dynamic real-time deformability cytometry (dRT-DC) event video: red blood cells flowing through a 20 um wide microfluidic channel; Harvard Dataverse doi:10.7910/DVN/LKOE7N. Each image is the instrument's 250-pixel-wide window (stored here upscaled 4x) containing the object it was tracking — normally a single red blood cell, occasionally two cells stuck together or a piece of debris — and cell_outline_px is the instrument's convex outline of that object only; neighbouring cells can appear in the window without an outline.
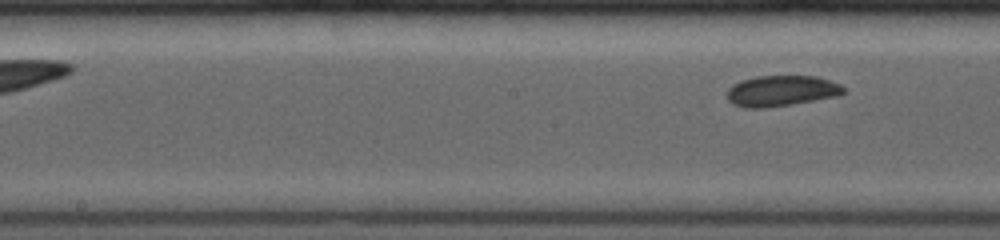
{"species": "common noctule bat (a hibernating species)", "species_latin": "Nyctalus noctula", "temperature_condition": "room temperature", "stored_images_in_passage": 13, "segment_of_instrument_passage": [2, 2], "camera_frame_rate_fps": 4000, "um_per_image_px": 0.085, "animal": {"sex": "female", "body_mass_g": 19.0, "forearm_length_mm": 53.3}, "frame": {"image": 1, "passage_image": 13, "time_ms": 5.0, "image_size_px": [1000, 240], "cell_outline_px": [[844, 92], [836, 96], [792, 104], [764, 108], [744, 108], [732, 104], [728, 100], [728, 88], [732, 84], [740, 80], [756, 76], [816, 76], [840, 84], [844, 88]], "centroid_in_image_um": [66.36, 7.72], "position_along_channel_um": 181.8, "area_um2": 20.87}}